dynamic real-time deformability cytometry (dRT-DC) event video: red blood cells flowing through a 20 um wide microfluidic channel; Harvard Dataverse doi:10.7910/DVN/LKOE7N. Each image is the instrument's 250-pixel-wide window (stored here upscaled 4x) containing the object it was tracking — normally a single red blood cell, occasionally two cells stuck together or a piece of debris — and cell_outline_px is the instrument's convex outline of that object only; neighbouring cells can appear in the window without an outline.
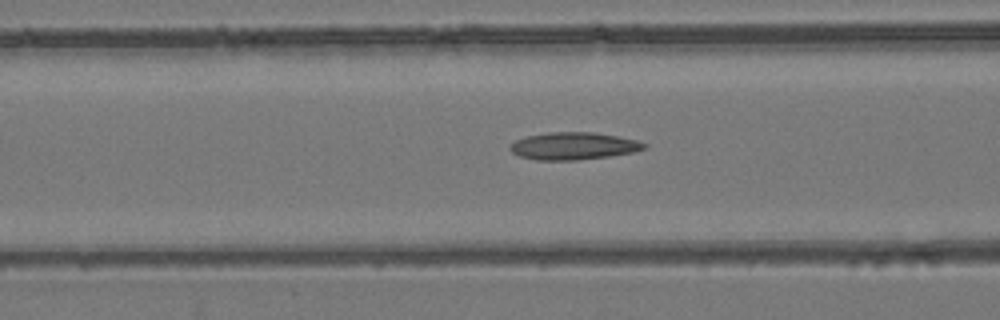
{"species": "common noctule bat (a hibernating species)", "species_latin": "Nyctalus noctula", "temperature_condition": "room temperature", "stored_images_in_passage": 54, "camera_frame_rate_fps": 3000, "um_per_image_px": 0.085, "animal": {"sex": "female", "body_mass_g": 24.6, "forearm_length_mm": 56.2}, "frame": {"image": 1, "passage_image": 22, "time_ms": 7.0, "image_size_px": [1000, 320], "cell_outline_px": [[648, 148], [636, 152], [608, 156], [576, 160], [536, 160], [520, 156], [512, 152], [508, 148], [516, 140], [528, 136], [548, 132], [592, 132], [616, 136], [636, 140], [648, 144]], "centroid_in_image_um": [48.78, 12.41], "position_along_channel_um": 117.8, "area_um2": 21.33}}
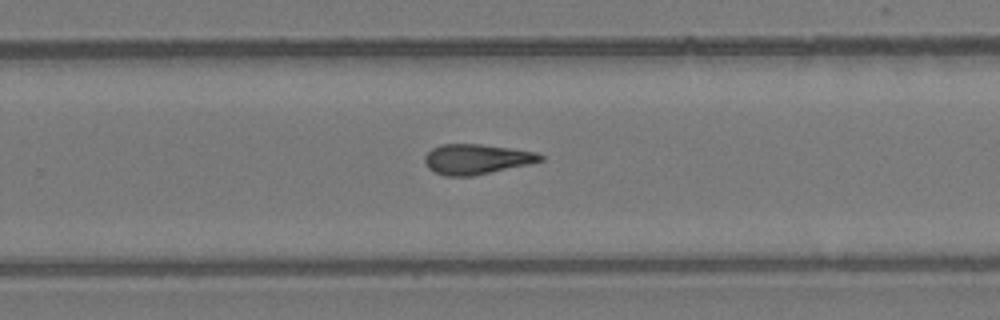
{"frame": {"image": 2, "passage_image": 35, "time_ms": 11.333, "image_size_px": [1000, 320], "cell_outline_px": [[544, 160], [532, 164], [472, 176], [444, 176], [428, 168], [424, 160], [424, 156], [432, 148], [440, 144], [480, 144], [536, 152], [544, 156]], "centroid_in_image_um": [40.51, 13.53], "position_along_channel_um": 289.3, "area_um2": 20.35}}
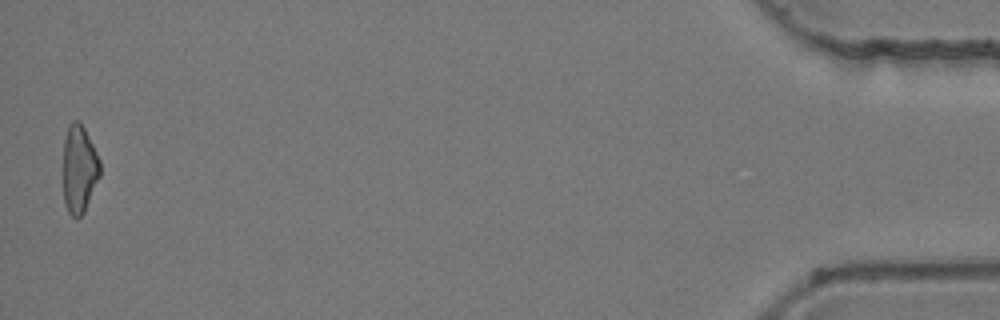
{"frame": {"image": 3, "passage_image": 53, "time_ms": 17.333, "image_size_px": [1000, 320], "cell_outline_px": [[100, 176], [84, 212], [76, 220], [68, 212], [64, 204], [64, 140], [68, 124], [72, 120], [80, 120], [100, 160]], "centroid_in_image_um": [6.73, 14.37], "position_along_channel_um": 428.5, "area_um2": 18.9}, "authors_computed_cell_mechanics": {"area_um2": 20.6924, "velocity_mm_per_s": 3.9607, "shape_relaxation_time_tau1_ms": null, "shape_relaxation_time_tau2_ms": 3.9089, "deformation_change_tau1": null, "deformation_change_tau2": 0.1486}}